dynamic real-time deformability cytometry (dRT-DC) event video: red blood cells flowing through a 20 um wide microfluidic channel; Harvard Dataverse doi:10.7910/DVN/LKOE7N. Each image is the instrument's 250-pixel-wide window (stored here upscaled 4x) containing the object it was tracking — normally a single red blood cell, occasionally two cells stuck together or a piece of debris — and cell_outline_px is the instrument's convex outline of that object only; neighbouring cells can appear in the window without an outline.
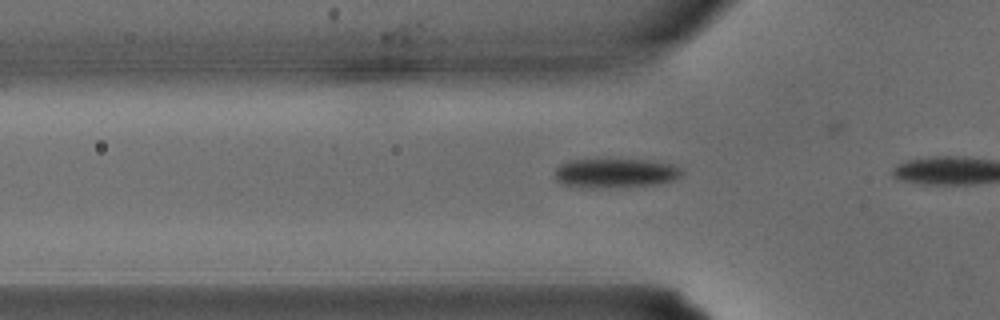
{"species": "common noctule bat (a hibernating species)", "species_latin": "Nyctalus noctula", "temperature_condition": "warm", "stored_images_in_passage": 8, "camera_frame_rate_fps": 3000, "um_per_image_px": 0.085, "animal": {"sex": "male", "body_mass_g": 15.6}, "frame": {"image": 1, "passage_image": 5, "time_ms": 1.333, "image_size_px": [1000, 320], "cell_outline_px": [[684, 172], [680, 176], [672, 180], [656, 184], [592, 188], [564, 184], [556, 180], [556, 168], [560, 164], [568, 160], [648, 160], [672, 164], [680, 168]], "centroid_in_image_um": [52.31, 14.7], "position_along_channel_um": 73.5, "area_um2": 21.27}}